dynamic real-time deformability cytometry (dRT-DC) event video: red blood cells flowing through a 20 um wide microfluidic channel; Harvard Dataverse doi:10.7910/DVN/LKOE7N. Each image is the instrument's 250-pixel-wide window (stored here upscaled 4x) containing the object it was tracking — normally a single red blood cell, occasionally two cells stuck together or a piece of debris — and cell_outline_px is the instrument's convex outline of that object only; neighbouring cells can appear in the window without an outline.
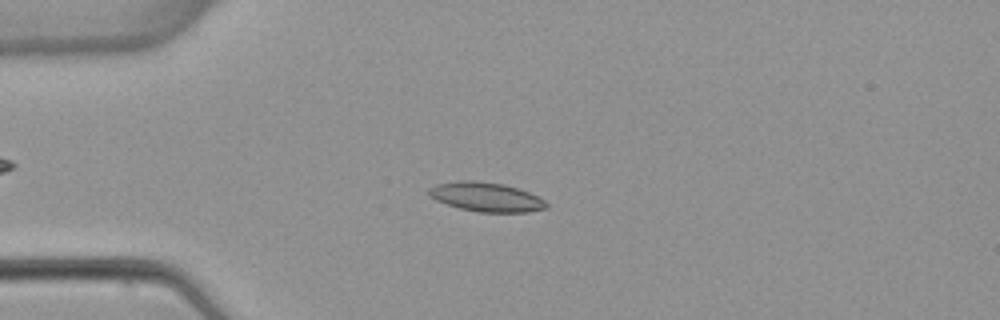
{"species": "common noctule bat (a hibernating species)", "species_latin": "Nyctalus noctula", "temperature_condition": "warm", "stored_images_in_passage": 7, "camera_frame_rate_fps": 3000, "um_per_image_px": 0.085, "animal": {"sex": "female", "body_mass_g": 22.7, "forearm_length_mm": 54.2}, "frame": {"image": 1, "passage_image": 5, "time_ms": 5.667, "image_size_px": [1000, 320], "cell_outline_px": [[548, 208], [528, 212], [476, 212], [460, 208], [436, 200], [428, 196], [428, 188], [436, 184], [460, 180], [472, 180], [504, 184], [528, 192], [544, 200], [548, 204]], "centroid_in_image_um": [41.3, 16.74], "position_along_channel_um": 43.7, "area_um2": 20.0}}
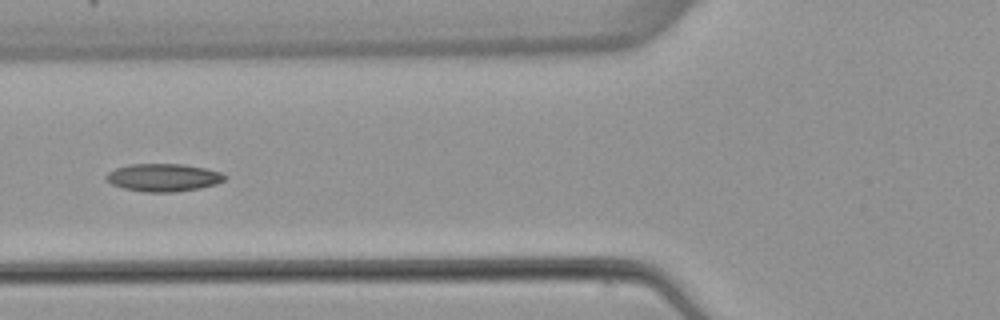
{"frame": {"image": 2, "passage_image": 7, "time_ms": 8.0, "image_size_px": [1000, 320], "cell_outline_px": [[228, 176], [224, 180], [216, 184], [200, 188], [176, 192], [144, 192], [124, 188], [112, 184], [104, 176], [108, 172], [116, 168], [128, 164], [184, 164], [204, 168], [220, 172]], "centroid_in_image_um": [13.89, 15.09], "position_along_channel_um": 111.9, "area_um2": 19.19}}